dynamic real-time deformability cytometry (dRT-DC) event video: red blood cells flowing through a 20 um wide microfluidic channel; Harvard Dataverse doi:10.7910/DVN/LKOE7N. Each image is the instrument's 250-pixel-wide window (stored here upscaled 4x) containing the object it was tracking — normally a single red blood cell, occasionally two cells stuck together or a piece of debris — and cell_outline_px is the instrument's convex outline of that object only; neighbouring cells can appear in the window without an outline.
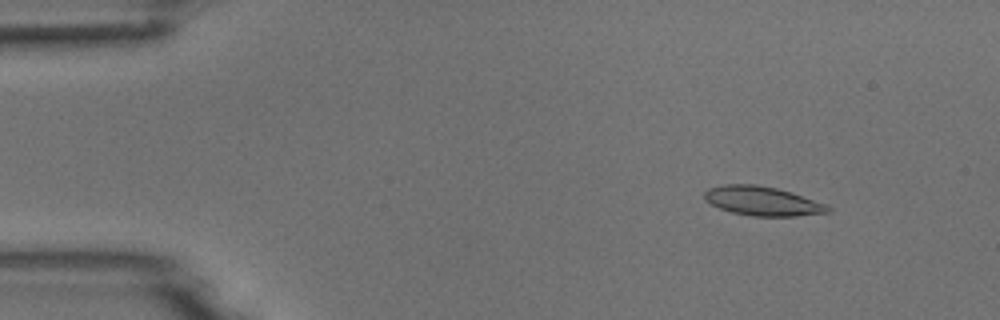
{"species": "common noctule bat (a hibernating species)", "species_latin": "Nyctalus noctula", "temperature_condition": "room temperature", "stored_images_in_passage": 7, "camera_frame_rate_fps": 3000, "um_per_image_px": 0.085, "animal": {"sex": "male", "body_mass_g": 18.8}, "frame": {"image": 1, "passage_image": 2, "time_ms": 1.333, "image_size_px": [1000, 320], "cell_outline_px": [[832, 212], [796, 216], [752, 216], [732, 212], [720, 208], [704, 200], [704, 192], [708, 188], [724, 184], [756, 184], [776, 188], [792, 192], [828, 204], [832, 208]], "centroid_in_image_um": [64.85, 17.08], "position_along_channel_um": 20.2, "area_um2": 21.21}}
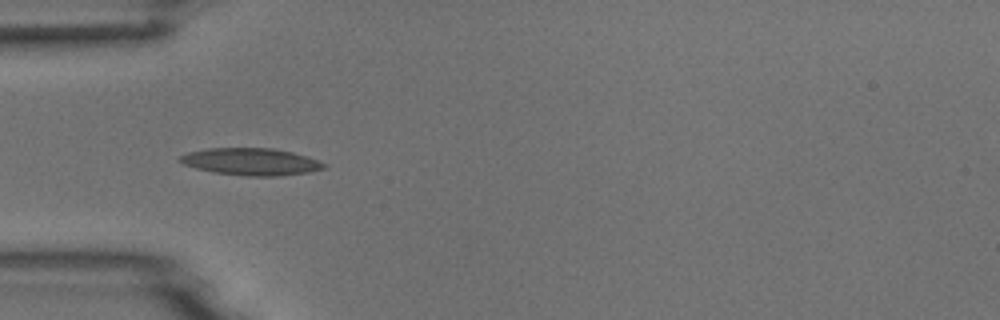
{"frame": {"image": 2, "passage_image": 5, "time_ms": 4.667, "image_size_px": [1000, 320], "cell_outline_px": [[328, 164], [324, 168], [308, 172], [280, 176], [244, 176], [212, 172], [196, 168], [184, 164], [176, 160], [180, 156], [188, 152], [208, 148], [272, 148], [292, 152]], "centroid_in_image_um": [21.29, 13.75], "position_along_channel_um": 63.7, "area_um2": 22.72}}
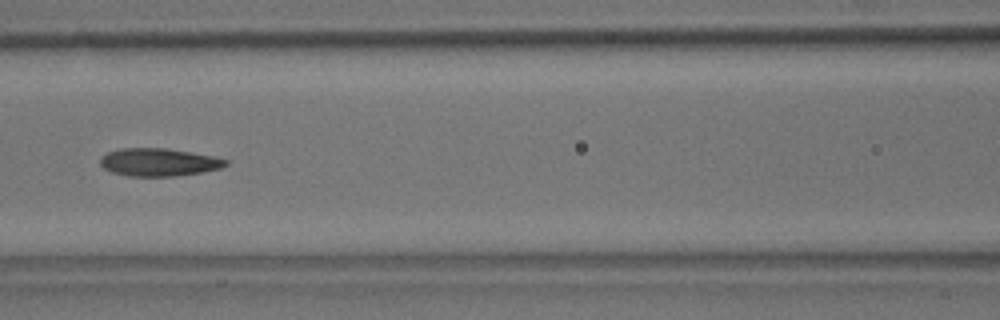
{"frame": {"image": 3, "passage_image": 7, "time_ms": 7.0, "image_size_px": [1000, 320], "cell_outline_px": [[228, 164], [220, 168], [200, 172], [172, 176], [128, 176], [112, 172], [104, 168], [100, 164], [100, 156], [108, 152], [120, 148], [168, 148], [192, 152], [212, 156], [228, 160]], "centroid_in_image_um": [13.46, 13.77], "position_along_channel_um": 153.1, "area_um2": 20.29}}